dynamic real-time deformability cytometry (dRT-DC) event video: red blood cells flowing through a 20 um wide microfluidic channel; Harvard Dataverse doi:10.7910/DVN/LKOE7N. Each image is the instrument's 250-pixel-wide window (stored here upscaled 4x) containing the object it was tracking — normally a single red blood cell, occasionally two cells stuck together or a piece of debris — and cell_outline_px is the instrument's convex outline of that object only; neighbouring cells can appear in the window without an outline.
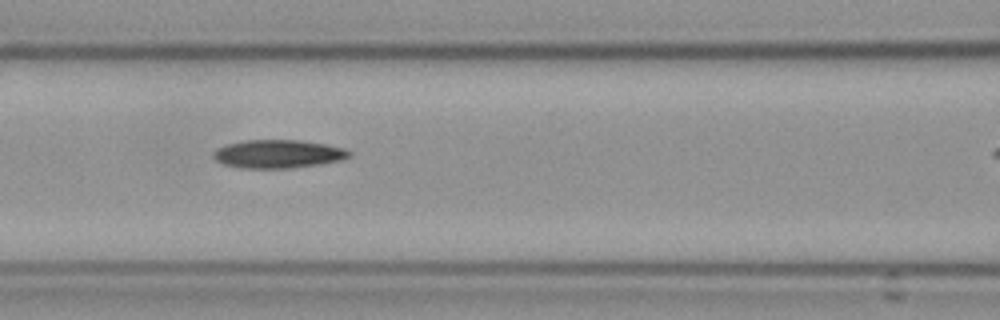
{"species": "Egyptian fruit bat (a non-hibernating species)", "species_latin": "Rousettus aegyptiacus", "temperature_condition": "cold", "stored_images_in_passage": 34, "camera_frame_rate_fps": 3000, "um_per_image_px": 0.085, "frame": {"image": 1, "passage_image": 10, "time_ms": 3.0, "image_size_px": [1000, 320], "cell_outline_px": [[352, 156], [340, 160], [320, 164], [288, 168], [240, 168], [224, 164], [216, 160], [212, 156], [212, 152], [216, 148], [228, 144], [244, 140], [300, 140], [324, 144], [344, 148], [352, 152]], "centroid_in_image_um": [23.62, 13.08], "position_along_channel_um": 143.0, "area_um2": 22.43}}